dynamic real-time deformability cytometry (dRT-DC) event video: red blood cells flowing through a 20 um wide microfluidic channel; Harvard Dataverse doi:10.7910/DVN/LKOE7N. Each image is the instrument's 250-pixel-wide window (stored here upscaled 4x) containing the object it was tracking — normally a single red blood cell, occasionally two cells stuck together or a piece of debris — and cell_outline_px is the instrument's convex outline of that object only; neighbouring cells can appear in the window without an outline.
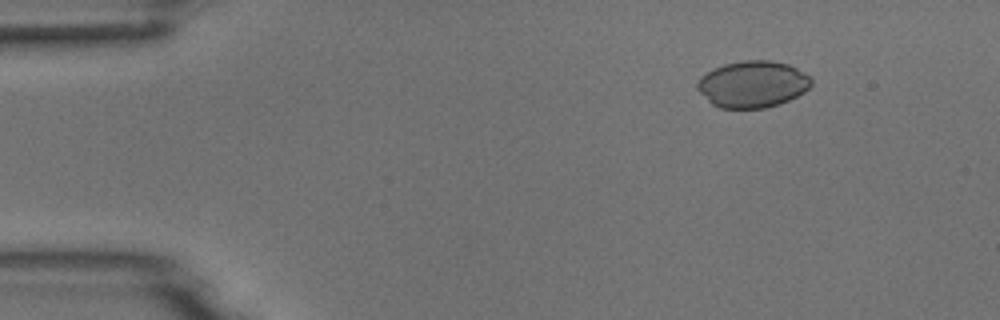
{"species": "common noctule bat (a hibernating species)", "species_latin": "Nyctalus noctula", "temperature_condition": "room temperature", "stored_images_in_passage": 5, "camera_frame_rate_fps": 3000, "um_per_image_px": 0.085, "animal": {"sex": "male", "body_mass_g": 18.8}, "frame": {"image": 1, "passage_image": 2, "time_ms": 1.333, "image_size_px": [1000, 320], "cell_outline_px": [[812, 84], [804, 92], [788, 100], [764, 108], [720, 108], [712, 104], [696, 88], [696, 84], [700, 76], [712, 68], [724, 64], [744, 60], [772, 60], [788, 64], [804, 72], [812, 80]], "centroid_in_image_um": [63.95, 7.14], "position_along_channel_um": 21.1, "area_um2": 30.98}}